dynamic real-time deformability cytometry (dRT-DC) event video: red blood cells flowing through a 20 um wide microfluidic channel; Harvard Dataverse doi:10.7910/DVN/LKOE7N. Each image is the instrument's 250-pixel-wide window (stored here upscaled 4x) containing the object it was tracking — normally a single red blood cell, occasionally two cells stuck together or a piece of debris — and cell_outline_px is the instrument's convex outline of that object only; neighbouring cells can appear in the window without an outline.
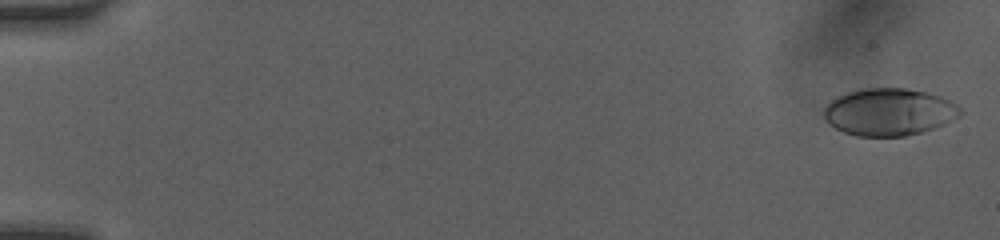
{"species": "human", "species_latin": "Homo sapiens", "temperature_condition": "room temperature", "stored_images_in_passage": 27, "camera_frame_rate_fps": 3000, "um_per_image_px": 0.085, "donor": {"sex": "female"}, "frame": {"image": 1, "passage_image": 1, "time_ms": 0.0, "image_size_px": [1000, 240], "cell_outline_px": [[964, 112], [960, 116], [936, 128], [924, 132], [904, 136], [856, 136], [844, 132], [828, 124], [824, 120], [824, 108], [836, 96], [848, 92], [864, 88], [908, 88], [940, 96], [956, 104]], "centroid_in_image_um": [75.58, 9.52], "position_along_channel_um": 9.4, "area_um2": 37.74}}
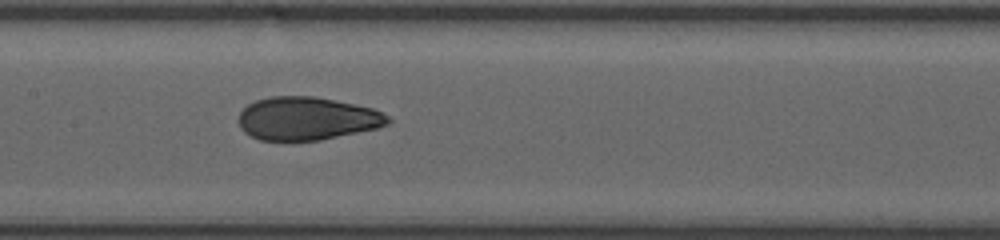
{"frame": {"image": 2, "passage_image": 15, "time_ms": 8.333, "image_size_px": [1000, 240], "cell_outline_px": [[392, 120], [388, 124], [380, 128], [320, 140], [260, 140], [244, 132], [240, 128], [240, 112], [248, 104], [256, 100], [272, 96], [312, 96], [372, 108], [388, 116]], "centroid_in_image_um": [26.11, 10.08], "position_along_channel_um": 181.3, "area_um2": 37.28}}
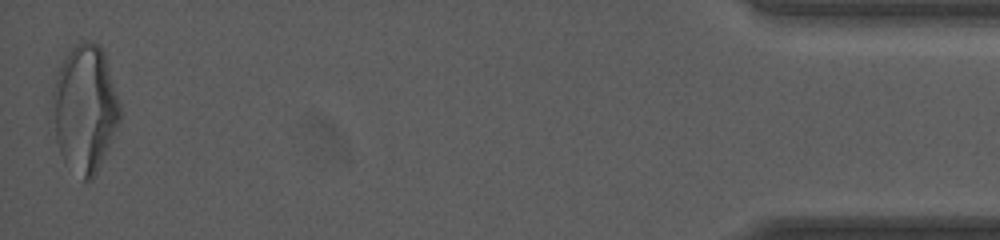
{"frame": {"image": 3, "passage_image": 27, "time_ms": 16.333, "image_size_px": [1000, 240], "cell_outline_px": [[124, 112], [120, 124], [96, 172], [88, 180], [84, 180], [64, 164], [56, 140], [52, 96], [56, 80], [60, 68], [68, 48], [84, 40], [92, 40], [100, 44], [104, 52]], "centroid_in_image_um": [7.26, 9.19], "position_along_channel_um": 427.9, "area_um2": 50.4}, "authors_computed_cell_mechanics": {"area_um2": 37.9168, "velocity_mm_per_s": 4.1058, "shape_relaxation_time_tau1_ms": 4.0926, "shape_relaxation_time_tau2_ms": 0.9745, "deformation_change_tau1": 0.1834, "deformation_change_tau2": 0.0681}}